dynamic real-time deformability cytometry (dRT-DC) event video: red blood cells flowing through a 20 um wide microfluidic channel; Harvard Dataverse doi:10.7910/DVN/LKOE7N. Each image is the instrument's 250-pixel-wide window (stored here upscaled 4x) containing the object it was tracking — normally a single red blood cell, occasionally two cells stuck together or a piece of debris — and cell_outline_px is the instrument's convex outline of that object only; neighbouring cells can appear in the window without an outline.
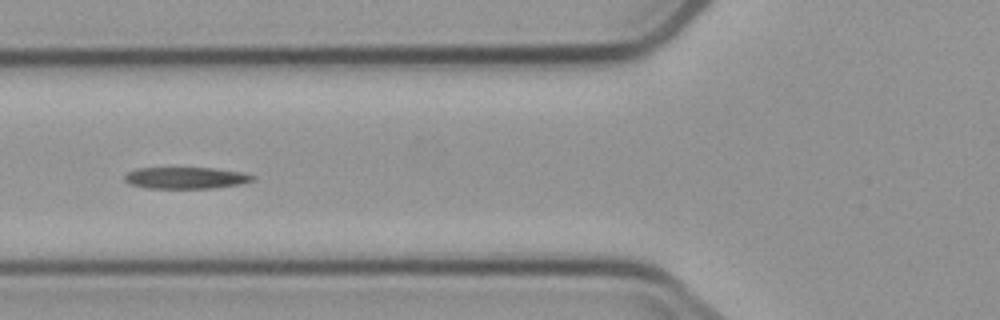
{"species": "common noctule bat (a hibernating species)", "species_latin": "Nyctalus noctula", "temperature_condition": "cold", "stored_images_in_passage": 7, "camera_frame_rate_fps": 3000, "um_per_image_px": 0.085, "animal": {"sex": "male", "body_mass_g": 23.1, "forearm_length_mm": 52.7}, "frame": {"image": 1, "passage_image": 5, "time_ms": 4.667, "image_size_px": [1000, 320], "cell_outline_px": [[256, 176], [252, 180], [240, 184], [212, 188], [144, 188], [132, 184], [124, 180], [124, 176], [128, 172], [136, 168], [212, 168], [240, 172]], "centroid_in_image_um": [15.76, 15.12], "position_along_channel_um": 110.0, "area_um2": 15.95}}
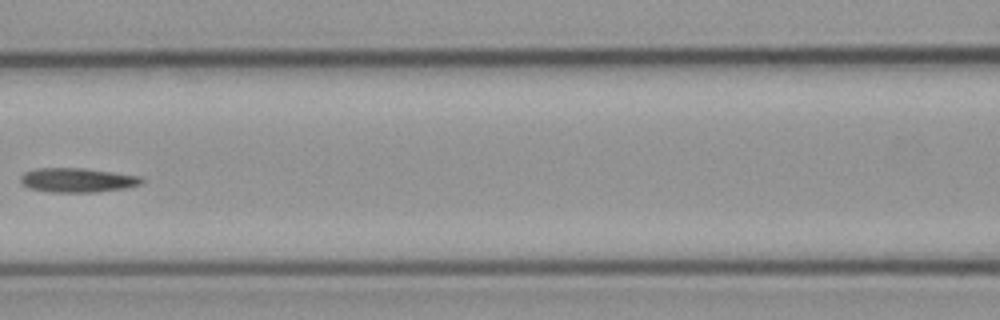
{"frame": {"image": 2, "passage_image": 6, "time_ms": 6.0, "image_size_px": [1000, 320], "cell_outline_px": [[144, 184], [128, 188], [96, 192], [48, 192], [28, 188], [20, 180], [20, 176], [24, 172], [36, 168], [84, 168], [140, 176], [144, 180]], "centroid_in_image_um": [6.6, 15.31], "position_along_channel_um": 160.0, "area_um2": 17.34}}
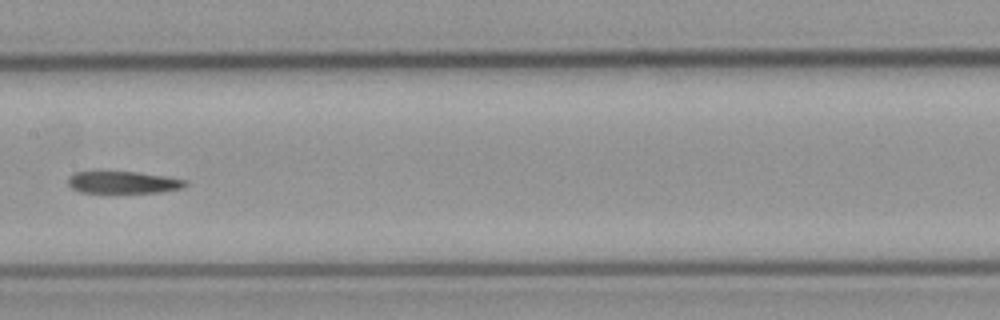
{"frame": {"image": 3, "passage_image": 7, "time_ms": 7.0, "image_size_px": [1000, 320], "cell_outline_px": [[188, 184], [184, 188], [160, 192], [80, 192], [72, 188], [68, 184], [68, 176], [76, 172], [100, 168], [136, 172], [164, 176], [188, 180]], "centroid_in_image_um": [10.41, 15.45], "position_along_channel_um": 197.0, "area_um2": 15.84}}